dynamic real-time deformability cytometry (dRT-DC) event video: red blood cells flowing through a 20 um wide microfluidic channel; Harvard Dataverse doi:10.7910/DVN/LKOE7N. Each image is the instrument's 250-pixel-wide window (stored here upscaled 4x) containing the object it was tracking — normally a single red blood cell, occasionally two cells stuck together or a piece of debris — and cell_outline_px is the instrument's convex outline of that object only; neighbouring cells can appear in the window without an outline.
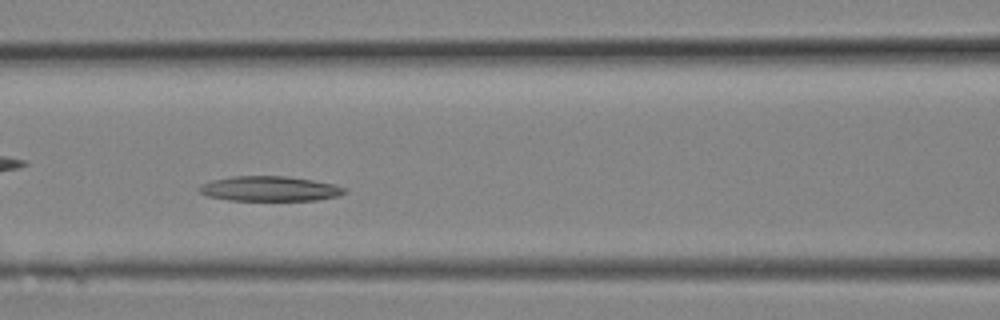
{"species": "Egyptian fruit bat (a non-hibernating species)", "species_latin": "Rousettus aegyptiacus", "temperature_condition": "room temperature", "stored_images_in_passage": 10, "camera_frame_rate_fps": 3000, "um_per_image_px": 0.085, "animal": {"sex": "female"}, "frame": {"image": 1, "passage_image": 9, "time_ms": 2.667, "image_size_px": [1000, 320], "cell_outline_px": [[348, 192], [336, 196], [316, 200], [228, 200], [208, 196], [200, 192], [196, 188], [200, 184], [212, 180], [232, 176], [288, 176], [312, 180], [332, 184], [348, 188]], "centroid_in_image_um": [22.9, 16.03], "position_along_channel_um": 143.7, "area_um2": 21.15}}
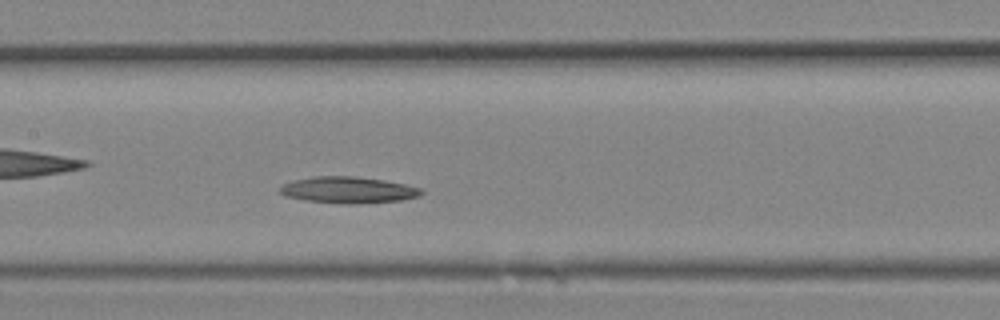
{"frame": {"image": 2, "passage_image": 10, "time_ms": 3.0, "image_size_px": [1000, 320], "cell_outline_px": [[424, 192], [416, 196], [400, 200], [360, 204], [344, 204], [304, 200], [284, 196], [280, 192], [280, 188], [284, 184], [292, 180], [312, 176], [356, 176], [384, 180], [424, 188]], "centroid_in_image_um": [29.58, 16.14], "position_along_channel_um": 177.8, "area_um2": 21.91}}